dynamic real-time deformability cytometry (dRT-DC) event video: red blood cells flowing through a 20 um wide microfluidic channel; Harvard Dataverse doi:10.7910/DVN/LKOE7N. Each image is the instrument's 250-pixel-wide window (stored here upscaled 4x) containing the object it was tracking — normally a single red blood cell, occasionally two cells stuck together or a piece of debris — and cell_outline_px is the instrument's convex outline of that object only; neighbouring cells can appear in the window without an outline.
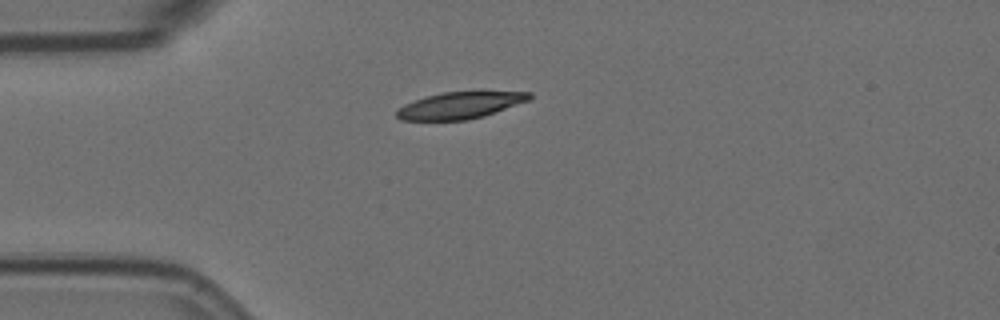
{"species": "Egyptian fruit bat (a non-hibernating species)", "species_latin": "Rousettus aegyptiacus", "temperature_condition": "room temperature", "stored_images_in_passage": 9, "camera_frame_rate_fps": 3000, "um_per_image_px": 0.085, "animal": {"sex": "female"}, "frame": {"image": 1, "passage_image": 1, "time_ms": 0.0, "image_size_px": [1000, 320], "cell_outline_px": [[532, 96], [528, 100], [484, 116], [468, 120], [400, 120], [396, 116], [396, 112], [404, 104], [428, 96], [444, 92], [532, 92]], "centroid_in_image_um": [39.09, 8.96], "position_along_channel_um": 45.9, "area_um2": 20.23}}
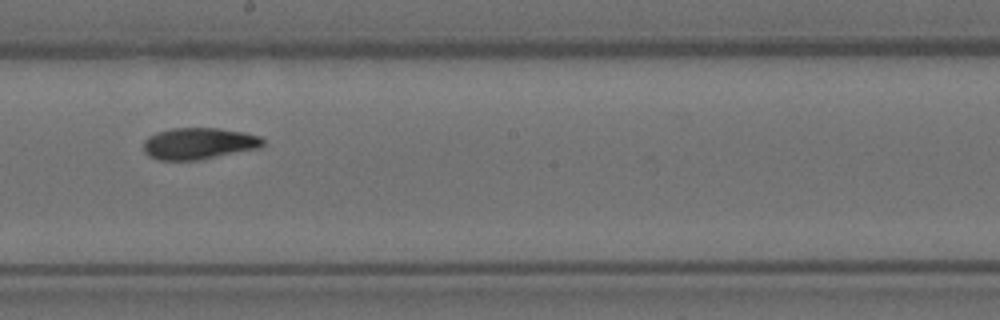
{"frame": {"image": 2, "passage_image": 6, "time_ms": 1.667, "image_size_px": [1000, 320], "cell_outline_px": [[264, 144], [260, 148], [200, 160], [160, 160], [148, 156], [144, 152], [144, 140], [148, 136], [156, 132], [172, 128], [220, 128], [244, 132], [260, 136], [264, 140]], "centroid_in_image_um": [16.9, 12.2], "position_along_channel_um": 231.3, "area_um2": 22.2}}
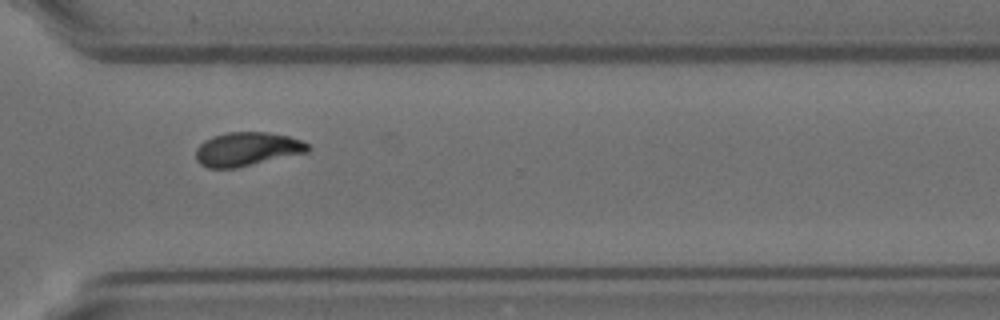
{"frame": {"image": 3, "passage_image": 9, "time_ms": 2.667, "image_size_px": [1000, 320], "cell_outline_px": [[312, 148], [308, 152], [236, 168], [208, 168], [200, 164], [196, 160], [196, 148], [204, 140], [212, 136], [228, 132], [268, 132], [288, 136], [300, 140], [308, 144]], "centroid_in_image_um": [20.99, 12.67], "position_along_channel_um": 349.6, "area_um2": 22.14}}